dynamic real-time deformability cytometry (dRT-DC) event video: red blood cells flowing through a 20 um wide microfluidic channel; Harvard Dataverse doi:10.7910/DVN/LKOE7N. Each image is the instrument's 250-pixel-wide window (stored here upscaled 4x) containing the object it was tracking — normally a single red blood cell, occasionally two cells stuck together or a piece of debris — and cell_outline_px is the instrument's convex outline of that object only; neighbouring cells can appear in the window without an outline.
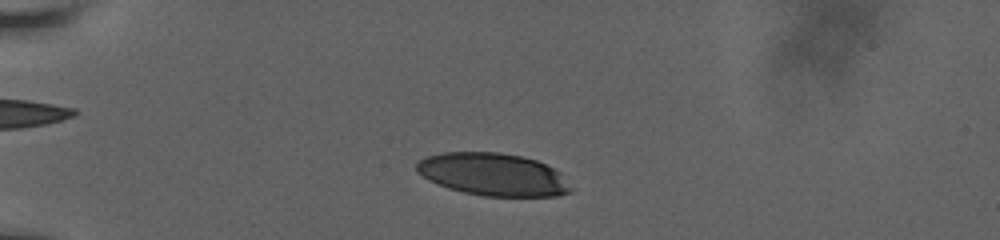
{"species": "human", "species_latin": "Homo sapiens", "temperature_condition": "room temperature", "stored_images_in_passage": 44, "camera_frame_rate_fps": 3000, "um_per_image_px": 0.085, "donor": {"sex": "male"}, "frame": {"image": 1, "passage_image": 9, "time_ms": 2.667, "image_size_px": [1000, 240], "cell_outline_px": [[576, 188], [568, 192], [556, 196], [484, 196], [464, 192], [448, 188], [436, 184], [428, 180], [416, 172], [416, 164], [420, 160], [428, 156], [440, 152], [500, 152], [520, 156], [536, 160], [560, 172]], "centroid_in_image_um": [41.92, 14.83], "position_along_channel_um": 43.1, "area_um2": 38.49}}
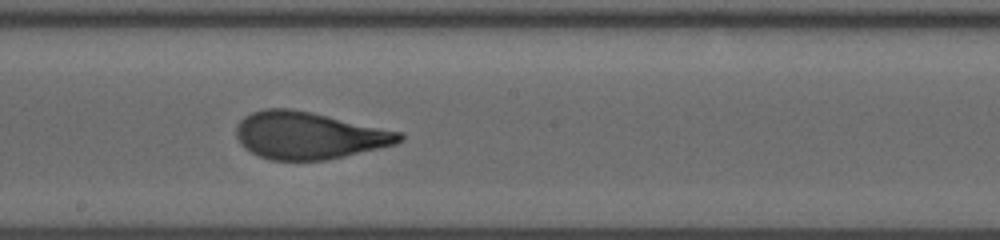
{"frame": {"image": 2, "passage_image": 27, "time_ms": 8.667, "image_size_px": [1000, 240], "cell_outline_px": [[404, 140], [396, 144], [344, 156], [324, 160], [272, 160], [260, 156], [244, 148], [240, 144], [236, 136], [236, 128], [240, 120], [244, 116], [252, 112], [264, 108], [292, 108], [312, 112], [400, 132], [404, 136]], "centroid_in_image_um": [26.22, 11.5], "position_along_channel_um": 222.0, "area_um2": 44.74}}
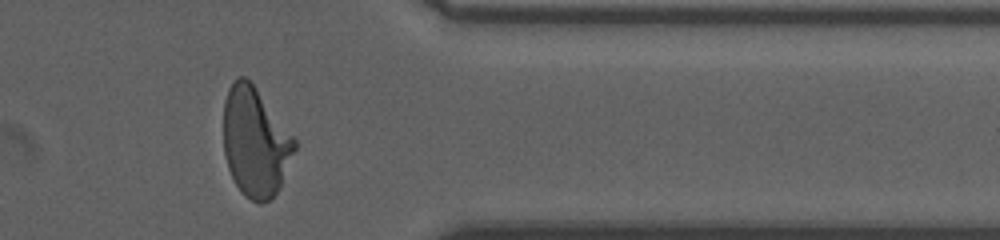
{"frame": {"image": 3, "passage_image": 41, "time_ms": 13.333, "image_size_px": [1000, 240], "cell_outline_px": [[296, 148], [280, 188], [268, 200], [260, 204], [244, 196], [240, 192], [228, 168], [224, 152], [224, 100], [228, 88], [236, 76], [244, 76], [256, 88], [296, 140]], "centroid_in_image_um": [21.68, 12.08], "position_along_channel_um": 389.7, "area_um2": 44.97}, "authors_computed_cell_mechanics": {"area_um2": 44.217, "velocity_mm_per_s": 3.7888, "shape_relaxation_time_tau1_ms": 6.1297, "shape_relaxation_time_tau2_ms": 0.7658, "deformation_change_tau1": 0.2707, "deformation_change_tau2": 0.0866}}